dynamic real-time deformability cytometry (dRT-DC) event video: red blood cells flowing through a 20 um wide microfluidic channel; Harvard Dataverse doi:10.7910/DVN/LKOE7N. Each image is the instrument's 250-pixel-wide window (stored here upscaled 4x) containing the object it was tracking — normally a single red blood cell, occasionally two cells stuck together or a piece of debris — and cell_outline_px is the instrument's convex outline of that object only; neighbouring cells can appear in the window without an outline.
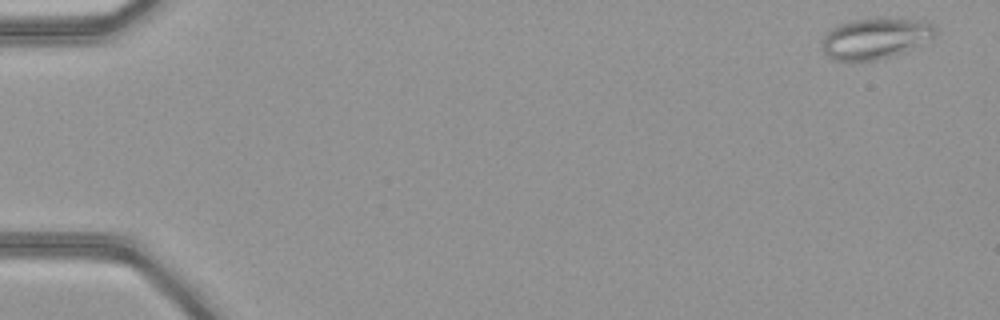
{"species": "common noctule bat (a hibernating species)", "species_latin": "Nyctalus noctula", "temperature_condition": "warm", "stored_images_in_passage": 52, "camera_frame_rate_fps": 3000, "um_per_image_px": 0.085, "animal": {"sex": "female", "body_mass_g": 21.9}, "frame": {"image": 1, "passage_image": 3, "time_ms": 0.667, "image_size_px": [1000, 320], "cell_outline_px": [[936, 36], [892, 56], [876, 60], [832, 60], [820, 48], [820, 44], [824, 32], [848, 20], [876, 16], [888, 16], [924, 20], [932, 24], [936, 28]], "centroid_in_image_um": [74.36, 3.2], "position_along_channel_um": 10.6, "area_um2": 27.74}}
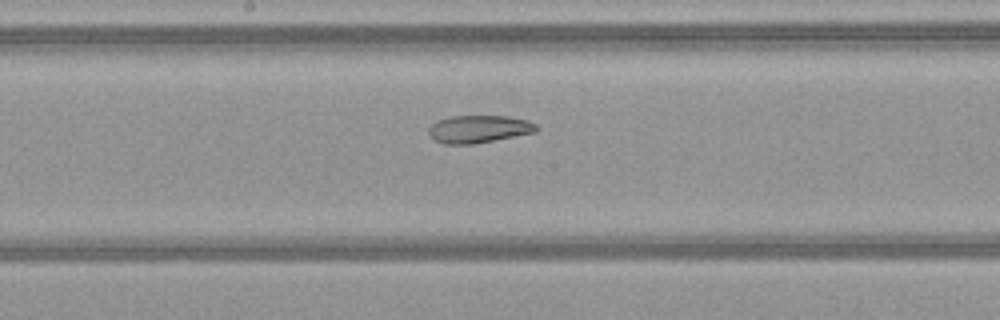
{"frame": {"image": 2, "passage_image": 29, "time_ms": 9.333, "image_size_px": [1000, 320], "cell_outline_px": [[540, 128], [536, 132], [472, 144], [444, 144], [436, 140], [428, 132], [428, 128], [436, 120], [452, 116], [508, 116], [528, 120], [536, 124]], "centroid_in_image_um": [40.72, 10.96], "position_along_channel_um": 207.5, "area_um2": 17.28}}
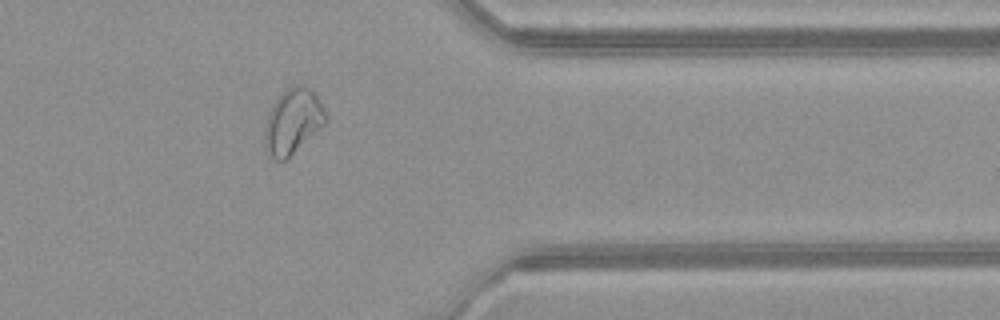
{"frame": {"image": 3, "passage_image": 43, "time_ms": 14.0, "image_size_px": [1000, 320], "cell_outline_px": [[328, 120], [324, 124], [284, 160], [276, 160], [264, 148], [264, 128], [272, 104], [292, 84], [304, 84], [320, 100]], "centroid_in_image_um": [24.87, 10.29], "position_along_channel_um": 386.5, "area_um2": 22.6}, "authors_computed_cell_mechanics": {"area_um2": 24.0737, "velocity_mm_per_s": 4.0811, "shape_relaxation_time_tau1_ms": null, "shape_relaxation_time_tau2_ms": 4.4818, "deformation_change_tau1": null, "deformation_change_tau2": 0.111}}